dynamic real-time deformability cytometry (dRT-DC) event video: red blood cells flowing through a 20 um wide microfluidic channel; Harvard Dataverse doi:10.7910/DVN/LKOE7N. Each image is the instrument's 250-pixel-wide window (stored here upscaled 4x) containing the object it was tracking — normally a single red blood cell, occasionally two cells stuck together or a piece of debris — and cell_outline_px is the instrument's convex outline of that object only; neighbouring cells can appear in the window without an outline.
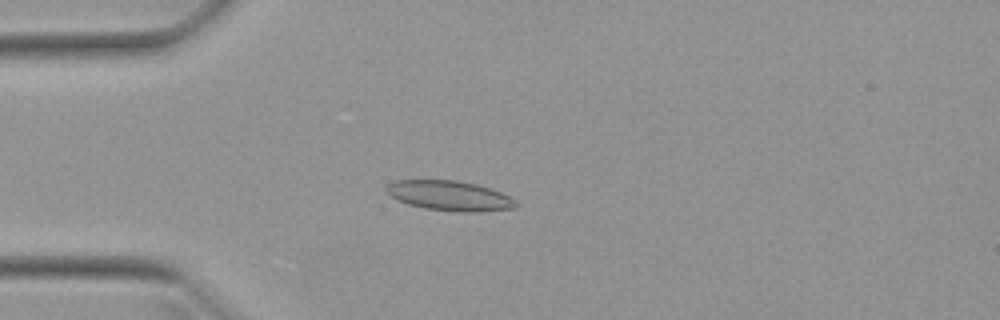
{"species": "Egyptian fruit bat (a non-hibernating species)", "species_latin": "Rousettus aegyptiacus", "temperature_condition": "warm", "stored_images_in_passage": 52, "camera_frame_rate_fps": 3000, "um_per_image_px": 0.085, "animal": {"sex": "female"}, "frame": {"image": 1, "passage_image": 14, "time_ms": 4.333, "image_size_px": [1000, 320], "cell_outline_px": [[520, 204], [516, 208], [476, 212], [460, 212], [424, 208], [408, 204], [392, 196], [384, 188], [388, 184], [396, 180], [456, 180], [476, 184], [500, 192], [516, 200]], "centroid_in_image_um": [38.25, 16.64], "position_along_channel_um": 46.8, "area_um2": 22.48}}
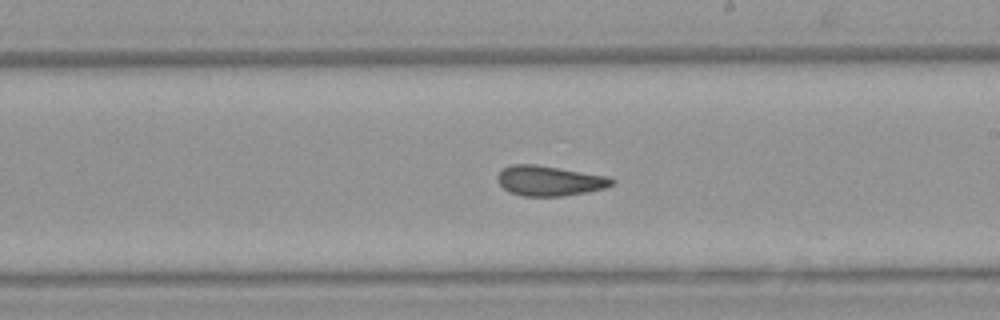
{"frame": {"image": 2, "passage_image": 30, "time_ms": 9.667, "image_size_px": [1000, 320], "cell_outline_px": [[616, 184], [604, 188], [564, 196], [524, 196], [508, 192], [500, 184], [496, 176], [504, 168], [512, 164], [536, 164], [608, 176], [616, 180]], "centroid_in_image_um": [46.72, 15.36], "position_along_channel_um": 242.3, "area_um2": 20.06}}
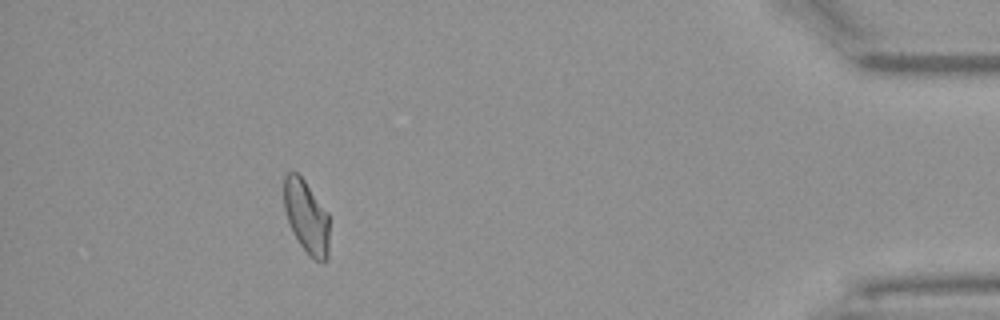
{"frame": {"image": 3, "passage_image": 47, "time_ms": 15.333, "image_size_px": [1000, 320], "cell_outline_px": [[328, 260], [316, 260], [300, 244], [288, 220], [284, 208], [284, 176], [288, 172], [296, 172], [304, 180], [328, 212]], "centroid_in_image_um": [26.05, 18.38], "position_along_channel_um": 409.2, "area_um2": 18.84}, "authors_computed_cell_mechanics": {"area_um2": 20.519, "velocity_mm_per_s": 3.961, "shape_relaxation_time_tau1_ms": null, "shape_relaxation_time_tau2_ms": 1.6629, "deformation_change_tau1": null, "deformation_change_tau2": 0.0696}}